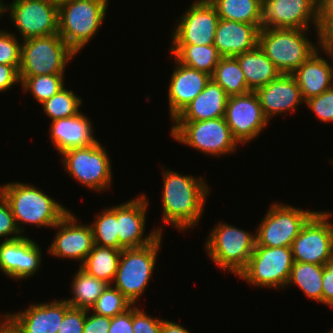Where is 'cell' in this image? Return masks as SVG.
Listing matches in <instances>:
<instances>
[{"mask_svg": "<svg viewBox=\"0 0 333 333\" xmlns=\"http://www.w3.org/2000/svg\"><path fill=\"white\" fill-rule=\"evenodd\" d=\"M163 217L164 223L180 231L190 230L202 218L210 189L204 178L180 174L163 168Z\"/></svg>", "mask_w": 333, "mask_h": 333, "instance_id": "cell-1", "label": "cell"}, {"mask_svg": "<svg viewBox=\"0 0 333 333\" xmlns=\"http://www.w3.org/2000/svg\"><path fill=\"white\" fill-rule=\"evenodd\" d=\"M0 192L7 200L21 234L26 224L53 228L69 212L32 184L9 182L0 187Z\"/></svg>", "mask_w": 333, "mask_h": 333, "instance_id": "cell-2", "label": "cell"}, {"mask_svg": "<svg viewBox=\"0 0 333 333\" xmlns=\"http://www.w3.org/2000/svg\"><path fill=\"white\" fill-rule=\"evenodd\" d=\"M108 0H58V34L78 54L98 32Z\"/></svg>", "mask_w": 333, "mask_h": 333, "instance_id": "cell-3", "label": "cell"}, {"mask_svg": "<svg viewBox=\"0 0 333 333\" xmlns=\"http://www.w3.org/2000/svg\"><path fill=\"white\" fill-rule=\"evenodd\" d=\"M309 29L265 28L259 32V47L282 74H292L318 47L307 38Z\"/></svg>", "mask_w": 333, "mask_h": 333, "instance_id": "cell-4", "label": "cell"}, {"mask_svg": "<svg viewBox=\"0 0 333 333\" xmlns=\"http://www.w3.org/2000/svg\"><path fill=\"white\" fill-rule=\"evenodd\" d=\"M204 245L209 257L220 269L238 276L255 249L256 236L234 225L219 222Z\"/></svg>", "mask_w": 333, "mask_h": 333, "instance_id": "cell-5", "label": "cell"}, {"mask_svg": "<svg viewBox=\"0 0 333 333\" xmlns=\"http://www.w3.org/2000/svg\"><path fill=\"white\" fill-rule=\"evenodd\" d=\"M162 242L160 234L152 243L136 248L122 249L113 280L118 289L131 303L136 305L138 298L145 292L154 272L156 257Z\"/></svg>", "mask_w": 333, "mask_h": 333, "instance_id": "cell-6", "label": "cell"}, {"mask_svg": "<svg viewBox=\"0 0 333 333\" xmlns=\"http://www.w3.org/2000/svg\"><path fill=\"white\" fill-rule=\"evenodd\" d=\"M76 53L56 33L25 39L21 44L19 76L64 74Z\"/></svg>", "mask_w": 333, "mask_h": 333, "instance_id": "cell-7", "label": "cell"}, {"mask_svg": "<svg viewBox=\"0 0 333 333\" xmlns=\"http://www.w3.org/2000/svg\"><path fill=\"white\" fill-rule=\"evenodd\" d=\"M171 135L180 144L207 155L223 156L236 151L239 145L224 117L203 121H173Z\"/></svg>", "mask_w": 333, "mask_h": 333, "instance_id": "cell-8", "label": "cell"}, {"mask_svg": "<svg viewBox=\"0 0 333 333\" xmlns=\"http://www.w3.org/2000/svg\"><path fill=\"white\" fill-rule=\"evenodd\" d=\"M294 260L291 247L255 246L240 279L257 287H287Z\"/></svg>", "mask_w": 333, "mask_h": 333, "instance_id": "cell-9", "label": "cell"}, {"mask_svg": "<svg viewBox=\"0 0 333 333\" xmlns=\"http://www.w3.org/2000/svg\"><path fill=\"white\" fill-rule=\"evenodd\" d=\"M64 170L81 185L94 191H105L111 185L110 157L100 142L61 154Z\"/></svg>", "mask_w": 333, "mask_h": 333, "instance_id": "cell-10", "label": "cell"}, {"mask_svg": "<svg viewBox=\"0 0 333 333\" xmlns=\"http://www.w3.org/2000/svg\"><path fill=\"white\" fill-rule=\"evenodd\" d=\"M316 212L272 203L257 226L255 246L291 247L302 227Z\"/></svg>", "mask_w": 333, "mask_h": 333, "instance_id": "cell-11", "label": "cell"}, {"mask_svg": "<svg viewBox=\"0 0 333 333\" xmlns=\"http://www.w3.org/2000/svg\"><path fill=\"white\" fill-rule=\"evenodd\" d=\"M332 214L317 211L302 227L291 244L293 260L300 263L323 265L333 260Z\"/></svg>", "mask_w": 333, "mask_h": 333, "instance_id": "cell-12", "label": "cell"}, {"mask_svg": "<svg viewBox=\"0 0 333 333\" xmlns=\"http://www.w3.org/2000/svg\"><path fill=\"white\" fill-rule=\"evenodd\" d=\"M6 11L23 40L58 33V0H13Z\"/></svg>", "mask_w": 333, "mask_h": 333, "instance_id": "cell-13", "label": "cell"}, {"mask_svg": "<svg viewBox=\"0 0 333 333\" xmlns=\"http://www.w3.org/2000/svg\"><path fill=\"white\" fill-rule=\"evenodd\" d=\"M321 0H265L261 9V28H320ZM313 20V21H312Z\"/></svg>", "mask_w": 333, "mask_h": 333, "instance_id": "cell-14", "label": "cell"}, {"mask_svg": "<svg viewBox=\"0 0 333 333\" xmlns=\"http://www.w3.org/2000/svg\"><path fill=\"white\" fill-rule=\"evenodd\" d=\"M220 18L209 0H194L172 31L171 45H213Z\"/></svg>", "mask_w": 333, "mask_h": 333, "instance_id": "cell-15", "label": "cell"}, {"mask_svg": "<svg viewBox=\"0 0 333 333\" xmlns=\"http://www.w3.org/2000/svg\"><path fill=\"white\" fill-rule=\"evenodd\" d=\"M224 119L233 137L243 145L256 139L269 124L255 91L228 96Z\"/></svg>", "mask_w": 333, "mask_h": 333, "instance_id": "cell-16", "label": "cell"}, {"mask_svg": "<svg viewBox=\"0 0 333 333\" xmlns=\"http://www.w3.org/2000/svg\"><path fill=\"white\" fill-rule=\"evenodd\" d=\"M148 203L146 195L140 194L139 197L117 205V233L119 243L124 248L146 246L162 234L160 226L153 228L149 235H144Z\"/></svg>", "mask_w": 333, "mask_h": 333, "instance_id": "cell-17", "label": "cell"}, {"mask_svg": "<svg viewBox=\"0 0 333 333\" xmlns=\"http://www.w3.org/2000/svg\"><path fill=\"white\" fill-rule=\"evenodd\" d=\"M54 228L59 231L48 247V254L57 258L75 259L82 264L94 246L90 224H78L77 218L69 211Z\"/></svg>", "mask_w": 333, "mask_h": 333, "instance_id": "cell-18", "label": "cell"}, {"mask_svg": "<svg viewBox=\"0 0 333 333\" xmlns=\"http://www.w3.org/2000/svg\"><path fill=\"white\" fill-rule=\"evenodd\" d=\"M42 249L33 239L22 237L0 242V271L15 280L27 279L41 267Z\"/></svg>", "mask_w": 333, "mask_h": 333, "instance_id": "cell-19", "label": "cell"}, {"mask_svg": "<svg viewBox=\"0 0 333 333\" xmlns=\"http://www.w3.org/2000/svg\"><path fill=\"white\" fill-rule=\"evenodd\" d=\"M71 306L65 299L46 303H34L14 314L5 316L20 331V333H57L65 312Z\"/></svg>", "mask_w": 333, "mask_h": 333, "instance_id": "cell-20", "label": "cell"}, {"mask_svg": "<svg viewBox=\"0 0 333 333\" xmlns=\"http://www.w3.org/2000/svg\"><path fill=\"white\" fill-rule=\"evenodd\" d=\"M256 94L264 116L269 120L277 114L294 112L304 101L301 90L292 74H280L258 88Z\"/></svg>", "mask_w": 333, "mask_h": 333, "instance_id": "cell-21", "label": "cell"}, {"mask_svg": "<svg viewBox=\"0 0 333 333\" xmlns=\"http://www.w3.org/2000/svg\"><path fill=\"white\" fill-rule=\"evenodd\" d=\"M175 69L171 75L168 99L170 118L173 120L211 80V75L179 63L175 58Z\"/></svg>", "mask_w": 333, "mask_h": 333, "instance_id": "cell-22", "label": "cell"}, {"mask_svg": "<svg viewBox=\"0 0 333 333\" xmlns=\"http://www.w3.org/2000/svg\"><path fill=\"white\" fill-rule=\"evenodd\" d=\"M320 49L321 51L323 49L333 62V51L324 47ZM321 56L317 50L292 73L304 101L320 95L333 86V66Z\"/></svg>", "mask_w": 333, "mask_h": 333, "instance_id": "cell-23", "label": "cell"}, {"mask_svg": "<svg viewBox=\"0 0 333 333\" xmlns=\"http://www.w3.org/2000/svg\"><path fill=\"white\" fill-rule=\"evenodd\" d=\"M259 32L256 25L220 19L213 45L221 57H235L258 46Z\"/></svg>", "mask_w": 333, "mask_h": 333, "instance_id": "cell-24", "label": "cell"}, {"mask_svg": "<svg viewBox=\"0 0 333 333\" xmlns=\"http://www.w3.org/2000/svg\"><path fill=\"white\" fill-rule=\"evenodd\" d=\"M50 126V139L59 154L98 143L90 119L80 112L69 118L51 121Z\"/></svg>", "mask_w": 333, "mask_h": 333, "instance_id": "cell-25", "label": "cell"}, {"mask_svg": "<svg viewBox=\"0 0 333 333\" xmlns=\"http://www.w3.org/2000/svg\"><path fill=\"white\" fill-rule=\"evenodd\" d=\"M228 95L212 79L173 119V121H203L224 117Z\"/></svg>", "mask_w": 333, "mask_h": 333, "instance_id": "cell-26", "label": "cell"}, {"mask_svg": "<svg viewBox=\"0 0 333 333\" xmlns=\"http://www.w3.org/2000/svg\"><path fill=\"white\" fill-rule=\"evenodd\" d=\"M235 58L239 62L247 86L251 91L265 86L281 74L259 45L253 50L235 56Z\"/></svg>", "mask_w": 333, "mask_h": 333, "instance_id": "cell-27", "label": "cell"}, {"mask_svg": "<svg viewBox=\"0 0 333 333\" xmlns=\"http://www.w3.org/2000/svg\"><path fill=\"white\" fill-rule=\"evenodd\" d=\"M170 55L179 63L212 75L221 56L214 45H171Z\"/></svg>", "mask_w": 333, "mask_h": 333, "instance_id": "cell-28", "label": "cell"}, {"mask_svg": "<svg viewBox=\"0 0 333 333\" xmlns=\"http://www.w3.org/2000/svg\"><path fill=\"white\" fill-rule=\"evenodd\" d=\"M122 250L94 245L80 268L88 275L113 283Z\"/></svg>", "mask_w": 333, "mask_h": 333, "instance_id": "cell-29", "label": "cell"}, {"mask_svg": "<svg viewBox=\"0 0 333 333\" xmlns=\"http://www.w3.org/2000/svg\"><path fill=\"white\" fill-rule=\"evenodd\" d=\"M73 277L71 288L74 296L65 299L66 302L72 308L90 310L109 283L88 275L81 268Z\"/></svg>", "mask_w": 333, "mask_h": 333, "instance_id": "cell-30", "label": "cell"}, {"mask_svg": "<svg viewBox=\"0 0 333 333\" xmlns=\"http://www.w3.org/2000/svg\"><path fill=\"white\" fill-rule=\"evenodd\" d=\"M220 19L249 23L261 29L262 2L259 0H209Z\"/></svg>", "mask_w": 333, "mask_h": 333, "instance_id": "cell-31", "label": "cell"}, {"mask_svg": "<svg viewBox=\"0 0 333 333\" xmlns=\"http://www.w3.org/2000/svg\"><path fill=\"white\" fill-rule=\"evenodd\" d=\"M323 265L294 261L287 286H298L308 298L322 303Z\"/></svg>", "mask_w": 333, "mask_h": 333, "instance_id": "cell-32", "label": "cell"}, {"mask_svg": "<svg viewBox=\"0 0 333 333\" xmlns=\"http://www.w3.org/2000/svg\"><path fill=\"white\" fill-rule=\"evenodd\" d=\"M211 79L220 85L228 96L243 95L251 91L235 57H221Z\"/></svg>", "mask_w": 333, "mask_h": 333, "instance_id": "cell-33", "label": "cell"}, {"mask_svg": "<svg viewBox=\"0 0 333 333\" xmlns=\"http://www.w3.org/2000/svg\"><path fill=\"white\" fill-rule=\"evenodd\" d=\"M90 225L93 231L94 245L111 247L115 249H125L119 243L117 233V205L102 210Z\"/></svg>", "mask_w": 333, "mask_h": 333, "instance_id": "cell-34", "label": "cell"}, {"mask_svg": "<svg viewBox=\"0 0 333 333\" xmlns=\"http://www.w3.org/2000/svg\"><path fill=\"white\" fill-rule=\"evenodd\" d=\"M64 74L19 76L24 92H30L42 104L64 87Z\"/></svg>", "mask_w": 333, "mask_h": 333, "instance_id": "cell-35", "label": "cell"}, {"mask_svg": "<svg viewBox=\"0 0 333 333\" xmlns=\"http://www.w3.org/2000/svg\"><path fill=\"white\" fill-rule=\"evenodd\" d=\"M43 111L52 121L77 115L82 105V98L65 86L59 92L41 104Z\"/></svg>", "mask_w": 333, "mask_h": 333, "instance_id": "cell-36", "label": "cell"}, {"mask_svg": "<svg viewBox=\"0 0 333 333\" xmlns=\"http://www.w3.org/2000/svg\"><path fill=\"white\" fill-rule=\"evenodd\" d=\"M132 306V303L118 289L113 287V284H109L89 311L113 318L126 312Z\"/></svg>", "mask_w": 333, "mask_h": 333, "instance_id": "cell-37", "label": "cell"}, {"mask_svg": "<svg viewBox=\"0 0 333 333\" xmlns=\"http://www.w3.org/2000/svg\"><path fill=\"white\" fill-rule=\"evenodd\" d=\"M15 34L0 30V64L13 66L19 71L21 64V42Z\"/></svg>", "mask_w": 333, "mask_h": 333, "instance_id": "cell-38", "label": "cell"}, {"mask_svg": "<svg viewBox=\"0 0 333 333\" xmlns=\"http://www.w3.org/2000/svg\"><path fill=\"white\" fill-rule=\"evenodd\" d=\"M317 41L321 48L333 46V0H321L320 28Z\"/></svg>", "mask_w": 333, "mask_h": 333, "instance_id": "cell-39", "label": "cell"}, {"mask_svg": "<svg viewBox=\"0 0 333 333\" xmlns=\"http://www.w3.org/2000/svg\"><path fill=\"white\" fill-rule=\"evenodd\" d=\"M304 103L321 122H333V86Z\"/></svg>", "mask_w": 333, "mask_h": 333, "instance_id": "cell-40", "label": "cell"}, {"mask_svg": "<svg viewBox=\"0 0 333 333\" xmlns=\"http://www.w3.org/2000/svg\"><path fill=\"white\" fill-rule=\"evenodd\" d=\"M20 234L21 232L16 225L10 206L4 195L0 192V237H6L4 241H11L23 236Z\"/></svg>", "mask_w": 333, "mask_h": 333, "instance_id": "cell-41", "label": "cell"}, {"mask_svg": "<svg viewBox=\"0 0 333 333\" xmlns=\"http://www.w3.org/2000/svg\"><path fill=\"white\" fill-rule=\"evenodd\" d=\"M163 320L152 318L136 305L132 306V328L134 333H161Z\"/></svg>", "mask_w": 333, "mask_h": 333, "instance_id": "cell-42", "label": "cell"}, {"mask_svg": "<svg viewBox=\"0 0 333 333\" xmlns=\"http://www.w3.org/2000/svg\"><path fill=\"white\" fill-rule=\"evenodd\" d=\"M87 310L70 307L57 333H83Z\"/></svg>", "mask_w": 333, "mask_h": 333, "instance_id": "cell-43", "label": "cell"}, {"mask_svg": "<svg viewBox=\"0 0 333 333\" xmlns=\"http://www.w3.org/2000/svg\"><path fill=\"white\" fill-rule=\"evenodd\" d=\"M91 313L89 310L86 312V319L83 328V333H108L111 318L103 315L88 314Z\"/></svg>", "mask_w": 333, "mask_h": 333, "instance_id": "cell-44", "label": "cell"}, {"mask_svg": "<svg viewBox=\"0 0 333 333\" xmlns=\"http://www.w3.org/2000/svg\"><path fill=\"white\" fill-rule=\"evenodd\" d=\"M322 303L333 308V260L323 264Z\"/></svg>", "mask_w": 333, "mask_h": 333, "instance_id": "cell-45", "label": "cell"}, {"mask_svg": "<svg viewBox=\"0 0 333 333\" xmlns=\"http://www.w3.org/2000/svg\"><path fill=\"white\" fill-rule=\"evenodd\" d=\"M108 333H134L132 328V307L111 318Z\"/></svg>", "mask_w": 333, "mask_h": 333, "instance_id": "cell-46", "label": "cell"}, {"mask_svg": "<svg viewBox=\"0 0 333 333\" xmlns=\"http://www.w3.org/2000/svg\"><path fill=\"white\" fill-rule=\"evenodd\" d=\"M20 84L18 71L6 64H0V92L6 91L14 84Z\"/></svg>", "mask_w": 333, "mask_h": 333, "instance_id": "cell-47", "label": "cell"}, {"mask_svg": "<svg viewBox=\"0 0 333 333\" xmlns=\"http://www.w3.org/2000/svg\"><path fill=\"white\" fill-rule=\"evenodd\" d=\"M161 333H190L178 323L163 319Z\"/></svg>", "mask_w": 333, "mask_h": 333, "instance_id": "cell-48", "label": "cell"}, {"mask_svg": "<svg viewBox=\"0 0 333 333\" xmlns=\"http://www.w3.org/2000/svg\"><path fill=\"white\" fill-rule=\"evenodd\" d=\"M3 316L0 321V333H20L12 322L5 315Z\"/></svg>", "mask_w": 333, "mask_h": 333, "instance_id": "cell-49", "label": "cell"}, {"mask_svg": "<svg viewBox=\"0 0 333 333\" xmlns=\"http://www.w3.org/2000/svg\"><path fill=\"white\" fill-rule=\"evenodd\" d=\"M3 13H4V3L3 0L2 1L0 0V18L4 16Z\"/></svg>", "mask_w": 333, "mask_h": 333, "instance_id": "cell-50", "label": "cell"}]
</instances>
